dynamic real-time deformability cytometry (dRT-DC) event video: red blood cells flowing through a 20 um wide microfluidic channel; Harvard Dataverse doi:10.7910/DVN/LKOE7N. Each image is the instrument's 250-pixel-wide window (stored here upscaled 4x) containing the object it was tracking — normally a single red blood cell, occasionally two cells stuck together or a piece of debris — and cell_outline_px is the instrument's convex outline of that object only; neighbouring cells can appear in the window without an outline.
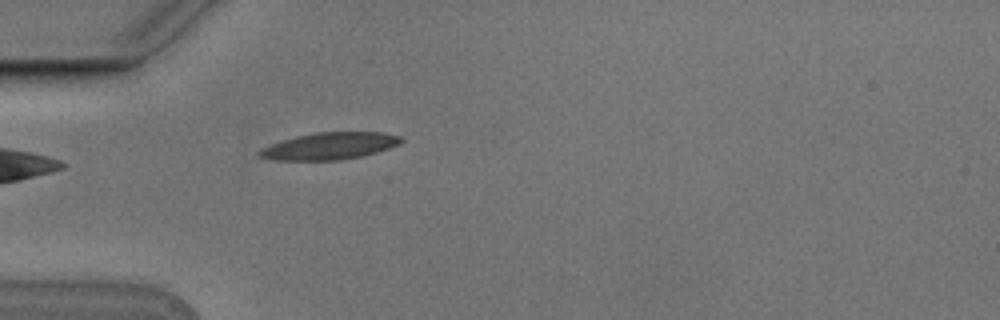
{"species": "Egyptian fruit bat (a non-hibernating species)", "species_latin": "Rousettus aegyptiacus", "temperature_condition": "cold", "stored_images_in_passage": 4, "camera_frame_rate_fps": 3000, "um_per_image_px": 0.085, "animal": {"sex": "male"}, "frame": {"image": 1, "passage_image": 4, "time_ms": 1.0, "image_size_px": [1000, 320], "cell_outline_px": [[404, 140], [400, 144], [376, 152], [360, 156], [340, 160], [276, 160], [256, 156], [256, 152], [260, 148], [296, 136], [316, 132], [384, 132], [400, 136]], "centroid_in_image_um": [28.0, 12.41], "position_along_channel_um": 57.0, "area_um2": 22.25}}